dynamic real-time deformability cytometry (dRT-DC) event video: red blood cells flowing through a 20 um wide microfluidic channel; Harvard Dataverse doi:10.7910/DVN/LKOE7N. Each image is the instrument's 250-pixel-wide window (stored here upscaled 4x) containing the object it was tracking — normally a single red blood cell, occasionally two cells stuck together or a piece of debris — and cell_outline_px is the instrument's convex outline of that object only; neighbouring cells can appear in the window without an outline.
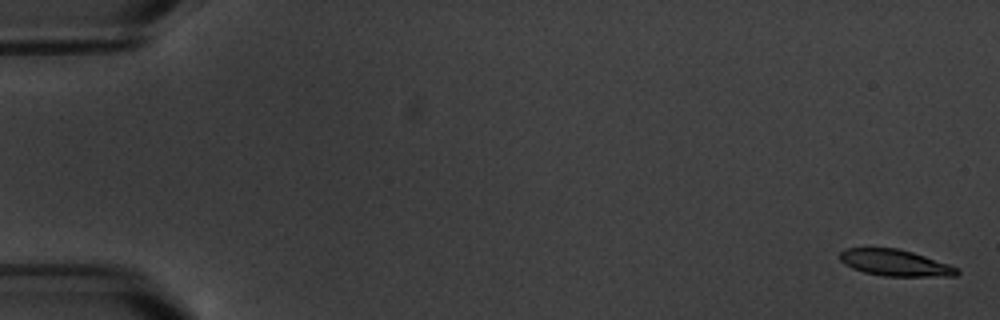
{"species": "common noctule bat (a hibernating species)", "species_latin": "Nyctalus noctula", "temperature_condition": "warm", "stored_images_in_passage": 5, "camera_frame_rate_fps": 3000, "um_per_image_px": 0.085, "animal": {"sex": "male", "body_mass_g": 20.1, "forearm_length_mm": 53.5}, "frame": {"image": 1, "passage_image": 1, "time_ms": 0.0, "image_size_px": [1000, 320], "cell_outline_px": [[960, 272], [956, 276], [884, 276], [864, 272], [852, 268], [844, 264], [840, 260], [840, 252], [844, 248], [896, 248], [912, 252], [960, 268]], "centroid_in_image_um": [76.08, 22.34], "position_along_channel_um": 8.9, "area_um2": 17.98}}
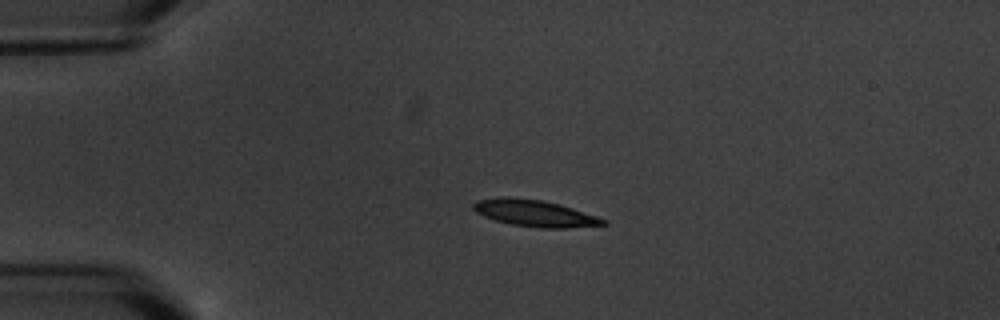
{"frame": {"image": 2, "passage_image": 4, "time_ms": 4.333, "image_size_px": [1000, 320], "cell_outline_px": [[608, 224], [568, 228], [540, 228], [512, 224], [496, 220], [484, 216], [476, 212], [472, 208], [472, 204], [476, 200], [504, 196], [508, 196], [540, 200], [560, 204], [608, 220]], "centroid_in_image_um": [45.44, 18.12], "position_along_channel_um": 39.6, "area_um2": 20.11}}